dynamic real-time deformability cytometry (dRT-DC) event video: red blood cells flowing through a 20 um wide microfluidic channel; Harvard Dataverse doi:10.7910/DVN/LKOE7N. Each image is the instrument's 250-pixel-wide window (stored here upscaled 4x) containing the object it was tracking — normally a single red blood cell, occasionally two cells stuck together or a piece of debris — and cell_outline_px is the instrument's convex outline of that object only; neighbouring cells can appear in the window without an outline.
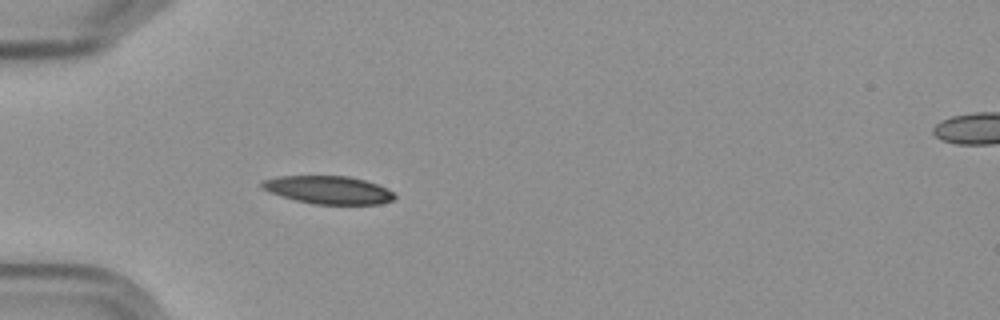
{"species": "Egyptian fruit bat (a non-hibernating species)", "species_latin": "Rousettus aegyptiacus", "temperature_condition": "cold", "stored_images_in_passage": 5, "camera_frame_rate_fps": 3000, "um_per_image_px": 0.085, "frame": {"image": 1, "passage_image": 5, "time_ms": 5.667, "image_size_px": [1000, 320], "cell_outline_px": [[396, 196], [392, 200], [380, 204], [312, 204], [280, 196], [268, 192], [260, 188], [260, 180], [280, 176], [348, 176], [364, 180], [376, 184], [392, 192]], "centroid_in_image_um": [27.83, 16.14], "position_along_channel_um": 57.2, "area_um2": 21.62}}